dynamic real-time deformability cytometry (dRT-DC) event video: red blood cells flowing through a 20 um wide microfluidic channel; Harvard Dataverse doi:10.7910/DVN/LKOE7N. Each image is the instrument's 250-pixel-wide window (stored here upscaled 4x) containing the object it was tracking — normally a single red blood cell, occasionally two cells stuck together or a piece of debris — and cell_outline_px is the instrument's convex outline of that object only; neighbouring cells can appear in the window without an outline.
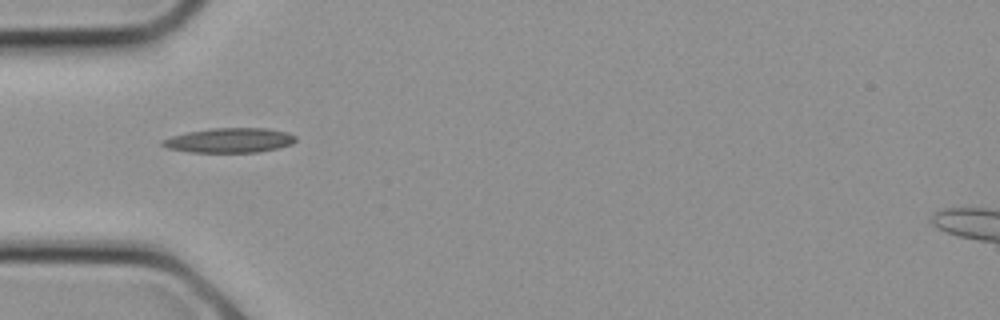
{"species": "common noctule bat (a hibernating species)", "species_latin": "Nyctalus noctula", "temperature_condition": "cold", "stored_images_in_passage": 2, "camera_frame_rate_fps": 3000, "um_per_image_px": 0.085, "animal": {"sex": "female", "body_mass_g": 21.9}, "frame": {"image": 1, "passage_image": 1, "time_ms": 0.0, "image_size_px": [1000, 320], "cell_outline_px": [[296, 140], [292, 144], [260, 152], [188, 152], [168, 148], [160, 144], [160, 140], [172, 136], [188, 132], [212, 128], [268, 128], [288, 132], [296, 136]], "centroid_in_image_um": [19.52, 11.92], "position_along_channel_um": 65.5, "area_um2": 19.19}}